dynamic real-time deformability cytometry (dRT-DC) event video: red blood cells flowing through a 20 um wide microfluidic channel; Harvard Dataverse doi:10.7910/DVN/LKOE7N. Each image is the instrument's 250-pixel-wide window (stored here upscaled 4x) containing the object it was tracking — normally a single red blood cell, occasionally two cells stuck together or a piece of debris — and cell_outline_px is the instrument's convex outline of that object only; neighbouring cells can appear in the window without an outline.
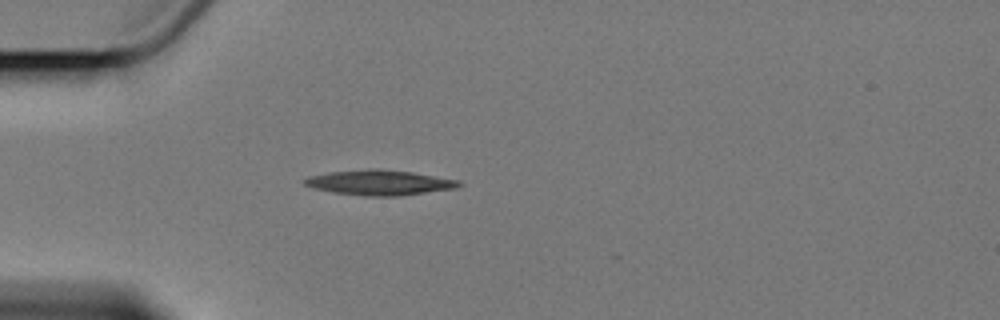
{"species": "Egyptian fruit bat (a non-hibernating species)", "species_latin": "Rousettus aegyptiacus", "temperature_condition": "cold", "stored_images_in_passage": 3, "camera_frame_rate_fps": 3000, "um_per_image_px": 0.085, "animal": {"sex": "female"}, "frame": {"image": 1, "passage_image": 3, "time_ms": 3.333, "image_size_px": [1000, 320], "cell_outline_px": [[464, 184], [456, 188], [400, 196], [364, 196], [336, 192], [316, 188], [304, 184], [304, 180], [308, 176], [328, 172], [372, 168], [376, 168], [412, 172], [460, 180]], "centroid_in_image_um": [32.31, 15.51], "position_along_channel_um": 52.7, "area_um2": 22.54}}